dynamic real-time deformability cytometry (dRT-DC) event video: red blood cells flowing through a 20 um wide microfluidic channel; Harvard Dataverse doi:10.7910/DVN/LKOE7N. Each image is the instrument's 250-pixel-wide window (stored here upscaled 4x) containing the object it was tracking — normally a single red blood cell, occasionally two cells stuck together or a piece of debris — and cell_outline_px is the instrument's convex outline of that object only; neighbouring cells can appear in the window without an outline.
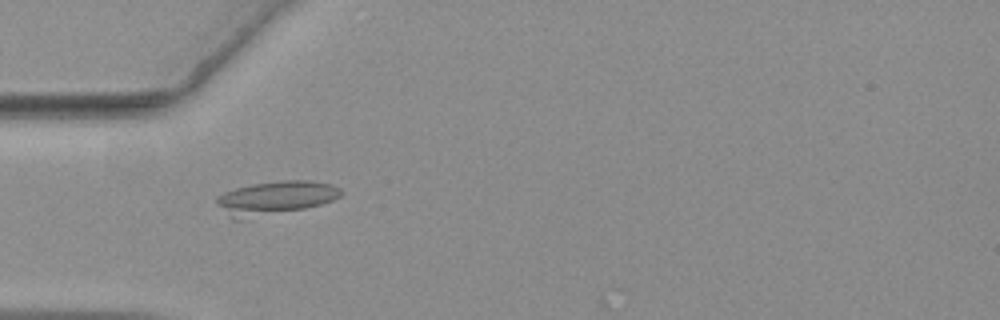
{"species": "common noctule bat (a hibernating species)", "species_latin": "Nyctalus noctula", "temperature_condition": "warm", "stored_images_in_passage": 40, "camera_frame_rate_fps": 3000, "um_per_image_px": 0.085, "animal": {"sex": "female", "body_mass_g": 19.3, "forearm_length_mm": 54.1}, "frame": {"image": 1, "passage_image": 1, "time_ms": 0.0, "image_size_px": [1000, 320], "cell_outline_px": [[344, 192], [340, 196], [332, 200], [320, 204], [304, 208], [240, 220], [232, 220], [216, 204], [216, 196], [224, 192], [236, 188], [252, 184], [280, 180], [312, 180], [332, 184], [340, 188]], "centroid_in_image_um": [23.38, 16.81], "position_along_channel_um": 61.6, "area_um2": 24.39}}
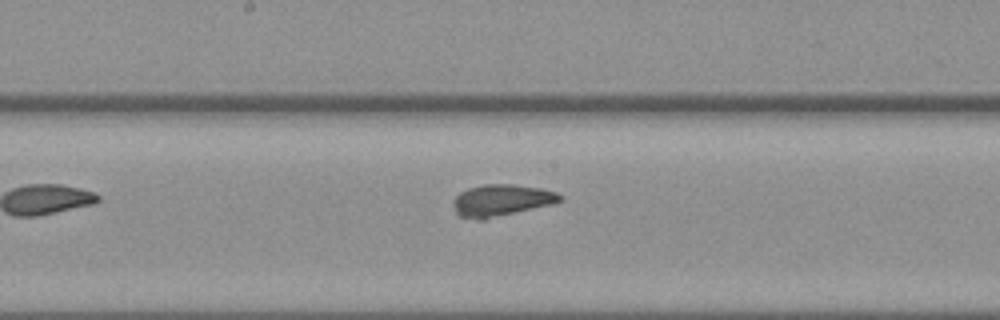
{"frame": {"image": 2, "passage_image": 13, "time_ms": 4.0, "image_size_px": [1000, 320], "cell_outline_px": [[564, 196], [560, 200], [552, 204], [484, 220], [476, 220], [460, 216], [456, 212], [452, 204], [452, 200], [460, 192], [468, 188], [484, 184], [512, 184], [540, 188], [556, 192]], "centroid_in_image_um": [42.58, 17.03], "position_along_channel_um": 205.6, "area_um2": 19.83}}
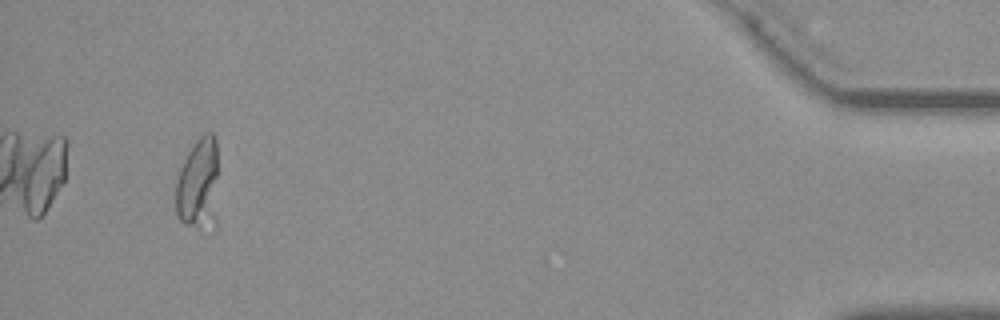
{"frame": {"image": 3, "passage_image": 37, "time_ms": 12.0, "image_size_px": [1000, 320], "cell_outline_px": [[216, 232], [184, 224], [176, 216], [176, 180], [180, 168], [188, 152], [196, 140], [204, 132], [212, 132], [216, 136]], "centroid_in_image_um": [16.87, 15.71], "position_along_channel_um": 418.3, "area_um2": 23.35}, "authors_computed_cell_mechanics": {"area_um2": 19.5364, "velocity_mm_per_s": 3.6312, "shape_relaxation_time_tau1_ms": 6.3351, "shape_relaxation_time_tau2_ms": null, "deformation_change_tau1": 0.1771, "deformation_change_tau2": null}}